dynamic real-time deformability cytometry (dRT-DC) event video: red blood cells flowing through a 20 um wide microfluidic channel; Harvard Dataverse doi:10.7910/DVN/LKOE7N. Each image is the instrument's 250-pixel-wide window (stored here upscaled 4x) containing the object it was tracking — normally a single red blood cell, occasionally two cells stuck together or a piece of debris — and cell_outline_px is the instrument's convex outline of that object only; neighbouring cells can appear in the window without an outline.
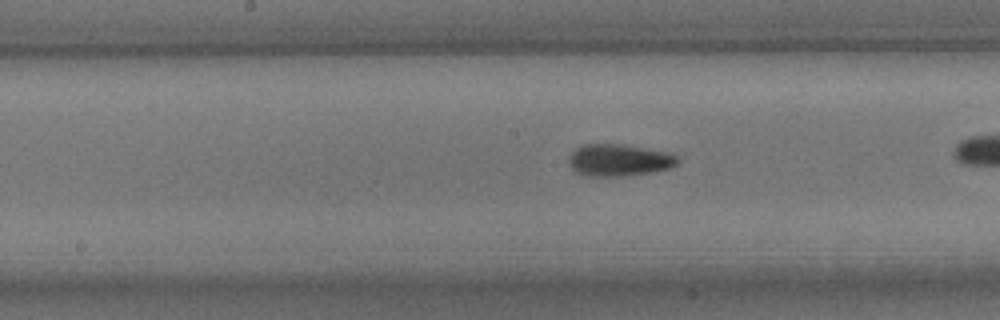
{"species": "common noctule bat (a hibernating species)", "species_latin": "Nyctalus noctula", "temperature_condition": "room temperature", "stored_images_in_passage": 35, "camera_frame_rate_fps": 3000, "um_per_image_px": 0.085, "animal": {"sex": "male", "body_mass_g": 15.6}, "frame": {"image": 1, "passage_image": 20, "time_ms": 6.333, "image_size_px": [1000, 320], "cell_outline_px": [[680, 164], [672, 168], [648, 172], [620, 176], [588, 176], [576, 172], [568, 164], [568, 156], [576, 148], [584, 144], [624, 144], [664, 152], [676, 156], [680, 160]], "centroid_in_image_um": [52.59, 13.61], "position_along_channel_um": 195.6, "area_um2": 20.23}}